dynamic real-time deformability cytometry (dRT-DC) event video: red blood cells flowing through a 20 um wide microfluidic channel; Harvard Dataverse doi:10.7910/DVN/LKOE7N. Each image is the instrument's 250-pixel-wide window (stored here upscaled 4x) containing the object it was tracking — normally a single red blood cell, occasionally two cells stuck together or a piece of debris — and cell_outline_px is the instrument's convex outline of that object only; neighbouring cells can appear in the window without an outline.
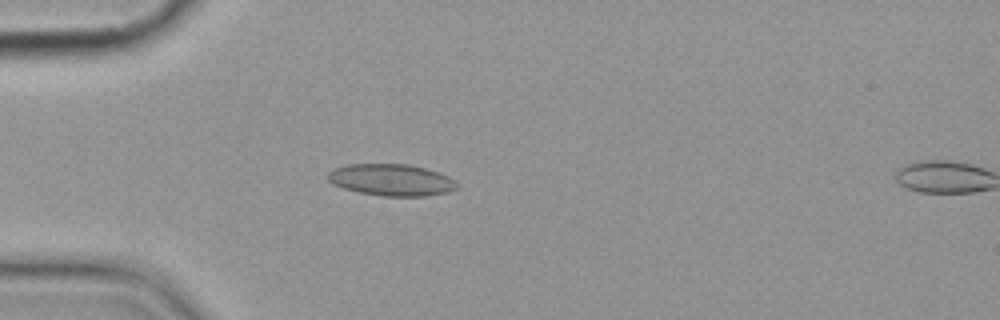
{"species": "common noctule bat (a hibernating species)", "species_latin": "Nyctalus noctula", "temperature_condition": "cold", "stored_images_in_passage": 5, "camera_frame_rate_fps": 3000, "um_per_image_px": 0.085, "animal": {"sex": "female", "body_mass_g": 19.9}, "frame": {"image": 1, "passage_image": 4, "time_ms": 3.667, "image_size_px": [1000, 320], "cell_outline_px": [[460, 188], [448, 192], [428, 196], [384, 196], [360, 192], [344, 188], [332, 184], [324, 176], [332, 168], [348, 164], [408, 164], [440, 172], [456, 180], [460, 184]], "centroid_in_image_um": [33.29, 15.29], "position_along_channel_um": 51.7, "area_um2": 24.28}}